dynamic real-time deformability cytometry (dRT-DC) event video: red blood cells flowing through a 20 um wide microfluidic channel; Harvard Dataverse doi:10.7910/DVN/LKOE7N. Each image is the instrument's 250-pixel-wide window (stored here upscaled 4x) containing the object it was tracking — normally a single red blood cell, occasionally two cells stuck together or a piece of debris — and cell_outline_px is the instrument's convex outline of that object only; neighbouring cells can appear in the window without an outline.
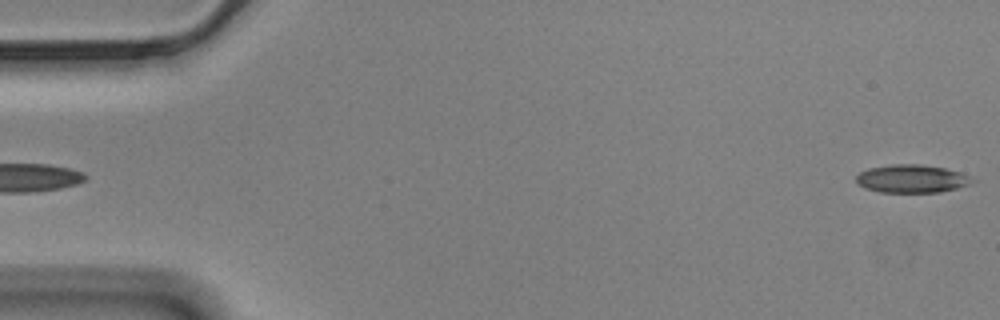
{"species": "Egyptian fruit bat (a non-hibernating species)", "species_latin": "Rousettus aegyptiacus", "temperature_condition": "cold", "stored_images_in_passage": 52, "camera_frame_rate_fps": 3000, "um_per_image_px": 0.085, "animal": {"sex": "male"}, "frame": {"image": 1, "passage_image": 1, "time_ms": 0.0, "image_size_px": [1000, 320], "cell_outline_px": [[976, 180], [972, 184], [940, 192], [880, 192], [864, 188], [856, 184], [856, 176], [860, 172], [868, 168], [892, 164], [920, 164], [944, 168], [960, 172]], "centroid_in_image_um": [77.48, 15.19], "position_along_channel_um": 7.5, "area_um2": 19.07}}
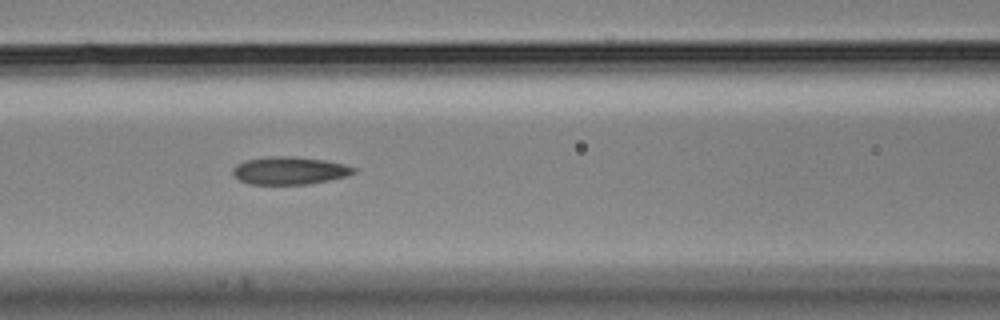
{"frame": {"image": 2, "passage_image": 24, "time_ms": 7.667, "image_size_px": [1000, 320], "cell_outline_px": [[356, 172], [344, 176], [328, 180], [308, 184], [248, 184], [232, 176], [232, 168], [236, 164], [244, 160], [268, 156], [296, 156], [324, 160], [344, 164], [356, 168]], "centroid_in_image_um": [24.55, 14.49], "position_along_channel_um": 142.1, "area_um2": 19.65}}
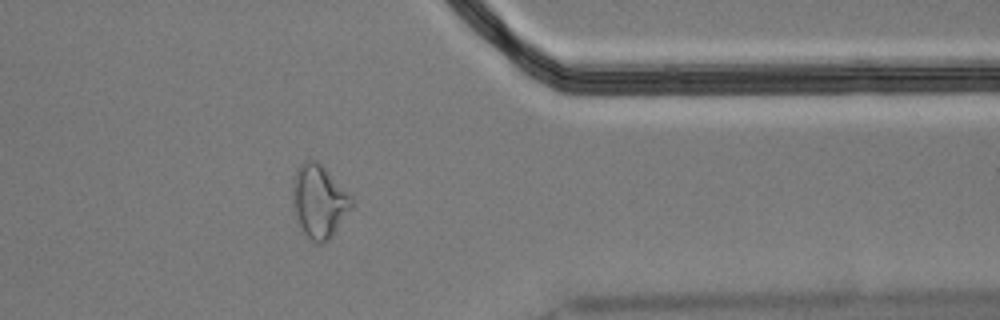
{"frame": {"image": 3, "passage_image": 46, "time_ms": 15.0, "image_size_px": [1000, 320], "cell_outline_px": [[356, 204], [332, 236], [324, 244], [316, 244], [308, 240], [296, 220], [292, 200], [292, 184], [296, 172], [300, 164], [308, 156], [316, 160], [356, 200]], "centroid_in_image_um": [27.13, 17.14], "position_along_channel_um": 384.3, "area_um2": 25.72}, "authors_computed_cell_mechanics": {"area_um2": 19.652, "velocity_mm_per_s": 3.4884, "shape_relaxation_time_tau1_ms": null, "shape_relaxation_time_tau2_ms": 3.328, "deformation_change_tau1": null, "deformation_change_tau2": 0.1236}}